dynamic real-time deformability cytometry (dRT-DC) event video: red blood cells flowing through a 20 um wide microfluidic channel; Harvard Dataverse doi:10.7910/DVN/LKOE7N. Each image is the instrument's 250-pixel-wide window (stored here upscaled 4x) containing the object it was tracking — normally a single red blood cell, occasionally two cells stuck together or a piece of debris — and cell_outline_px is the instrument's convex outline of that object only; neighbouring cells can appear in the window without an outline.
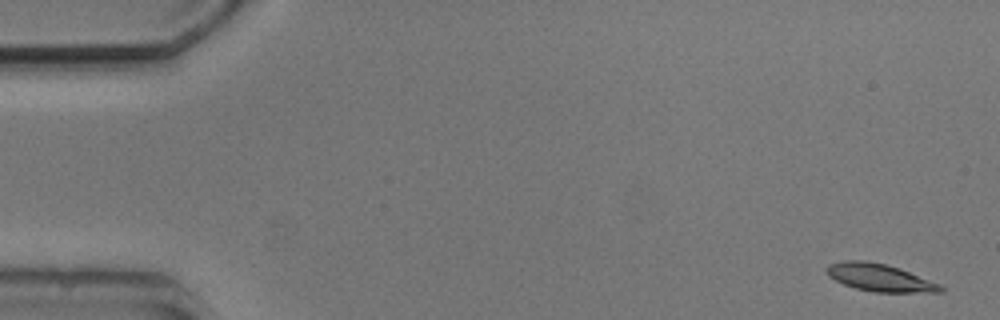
{"species": "common noctule bat (a hibernating species)", "species_latin": "Nyctalus noctula", "temperature_condition": "cold", "stored_images_in_passage": 5, "camera_frame_rate_fps": 3000, "um_per_image_px": 0.085, "animal": {"sex": "male", "body_mass_g": 20.5, "forearm_length_mm": 52.5}, "frame": {"image": 1, "passage_image": 1, "time_ms": 0.0, "image_size_px": [1000, 320], "cell_outline_px": [[944, 292], [872, 292], [856, 288], [844, 284], [828, 276], [824, 272], [824, 268], [828, 264], [844, 260], [864, 260], [884, 264], [900, 268], [940, 284], [944, 288]], "centroid_in_image_um": [74.74, 23.59], "position_along_channel_um": 10.3, "area_um2": 18.32}}